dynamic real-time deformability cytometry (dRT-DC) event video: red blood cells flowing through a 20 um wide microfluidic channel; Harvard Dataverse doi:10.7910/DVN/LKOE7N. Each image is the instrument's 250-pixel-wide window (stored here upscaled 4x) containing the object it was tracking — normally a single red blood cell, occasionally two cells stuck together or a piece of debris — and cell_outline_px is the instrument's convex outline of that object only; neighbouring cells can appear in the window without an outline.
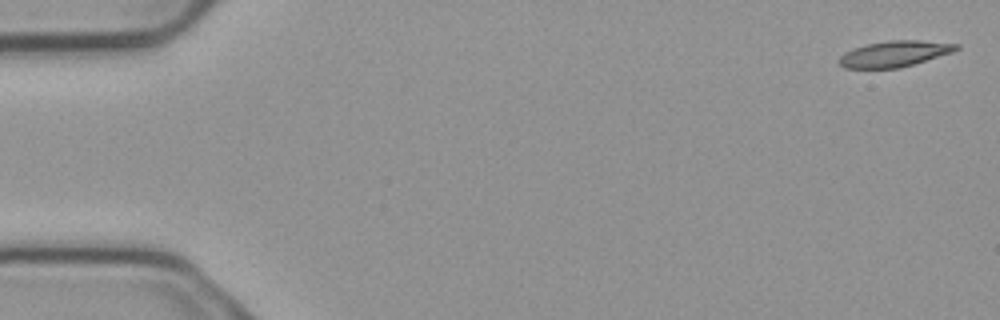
{"species": "common noctule bat (a hibernating species)", "species_latin": "Nyctalus noctula", "temperature_condition": "cold", "stored_images_in_passage": 5, "camera_frame_rate_fps": 3000, "um_per_image_px": 0.085, "animal": {"sex": "male", "body_mass_g": 23.1, "forearm_length_mm": 52.7}, "frame": {"image": 1, "passage_image": 1, "time_ms": 0.0, "image_size_px": [1000, 320], "cell_outline_px": [[960, 48], [952, 52], [900, 68], [844, 68], [836, 60], [844, 52], [868, 44], [888, 40], [920, 40], [960, 44]], "centroid_in_image_um": [76.02, 4.57], "position_along_channel_um": 9.0, "area_um2": 17.63}}
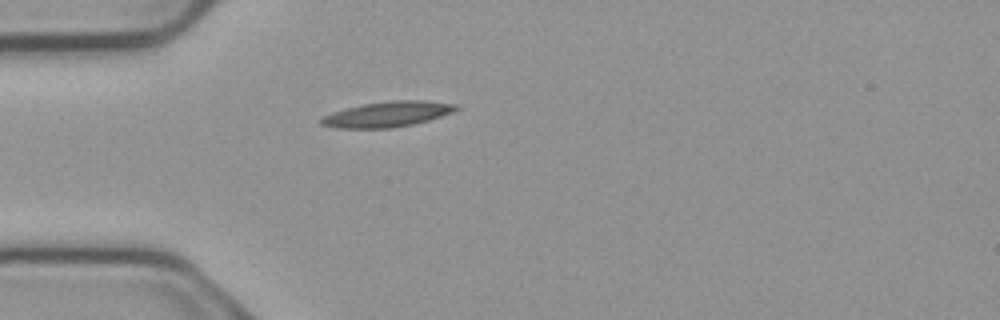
{"frame": {"image": 2, "passage_image": 5, "time_ms": 1.333, "image_size_px": [1000, 320], "cell_outline_px": [[460, 108], [452, 112], [428, 120], [412, 124], [392, 128], [336, 128], [320, 124], [320, 120], [324, 116], [332, 112], [344, 108], [364, 104], [388, 100], [424, 100], [460, 104]], "centroid_in_image_um": [32.95, 9.69], "position_along_channel_um": 52.0, "area_um2": 20.06}}